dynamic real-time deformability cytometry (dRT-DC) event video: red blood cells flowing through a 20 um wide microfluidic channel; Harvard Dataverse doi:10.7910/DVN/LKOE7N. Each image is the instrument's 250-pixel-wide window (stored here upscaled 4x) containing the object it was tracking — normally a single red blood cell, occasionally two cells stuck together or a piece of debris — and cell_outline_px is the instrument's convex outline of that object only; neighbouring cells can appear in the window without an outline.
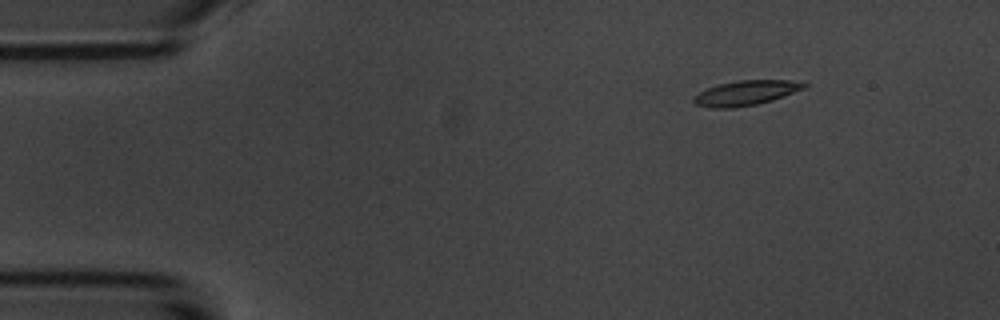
{"species": "common noctule bat (a hibernating species)", "species_latin": "Nyctalus noctula", "temperature_condition": "room temperature", "stored_images_in_passage": 6, "camera_frame_rate_fps": 3000, "um_per_image_px": 0.085, "animal": {"sex": "male", "body_mass_g": 20.1, "forearm_length_mm": 53.5}, "frame": {"image": 1, "passage_image": 2, "time_ms": 1.333, "image_size_px": [1000, 320], "cell_outline_px": [[808, 84], [804, 88], [772, 100], [756, 104], [732, 108], [712, 108], [696, 104], [692, 100], [692, 96], [708, 88], [720, 84], [736, 80], [788, 80]], "centroid_in_image_um": [63.35, 7.9], "position_along_channel_um": 21.7, "area_um2": 15.72}}